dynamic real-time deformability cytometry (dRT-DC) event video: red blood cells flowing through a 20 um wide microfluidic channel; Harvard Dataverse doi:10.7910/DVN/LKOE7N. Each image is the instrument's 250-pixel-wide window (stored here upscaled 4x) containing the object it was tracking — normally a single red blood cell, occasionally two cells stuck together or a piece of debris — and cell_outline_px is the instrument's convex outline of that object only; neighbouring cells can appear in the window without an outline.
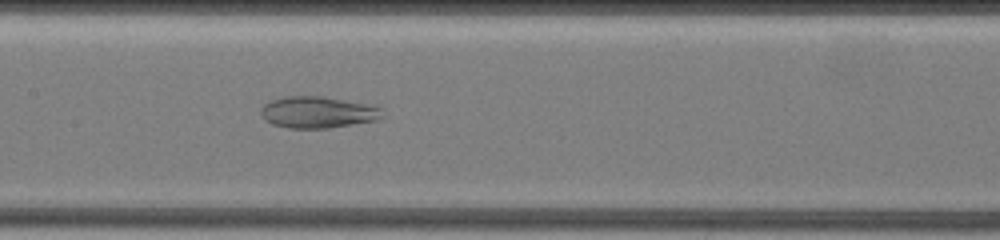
{"species": "common noctule bat (a hibernating species)", "species_latin": "Nyctalus noctula", "temperature_condition": "warm", "stored_images_in_passage": 37, "segment_of_instrument_passage": [2, 2], "camera_frame_rate_fps": 3000, "um_per_image_px": 0.085, "animal": {"sex": "female", "body_mass_g": 19.5, "forearm_length_mm": 54.1}, "frame": {"image": 1, "passage_image": 17, "time_ms": 11.333, "image_size_px": [1000, 240], "cell_outline_px": [[384, 116], [376, 120], [328, 128], [288, 128], [272, 124], [264, 120], [260, 112], [260, 108], [264, 104], [272, 100], [284, 96], [320, 96], [364, 104], [384, 108]], "centroid_in_image_um": [26.98, 9.55], "position_along_channel_um": 180.4, "area_um2": 22.25}}
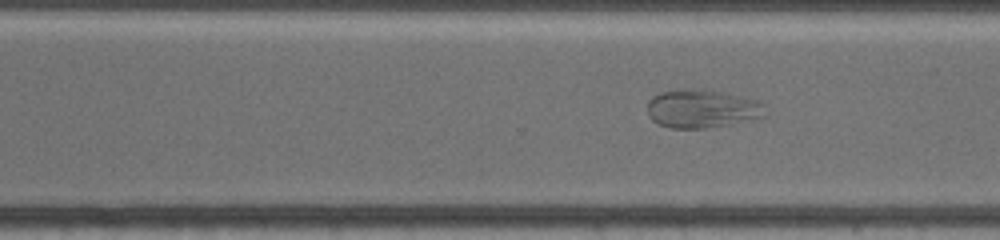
{"frame": {"image": 2, "passage_image": 27, "time_ms": 15.0, "image_size_px": [1000, 240], "cell_outline_px": [[764, 116], [732, 124], [704, 128], [668, 128], [656, 124], [648, 116], [648, 100], [652, 96], [660, 92], [684, 88], [704, 88], [756, 100], [760, 104]], "centroid_in_image_um": [59.56, 9.23], "position_along_channel_um": 311.0, "area_um2": 26.36}}
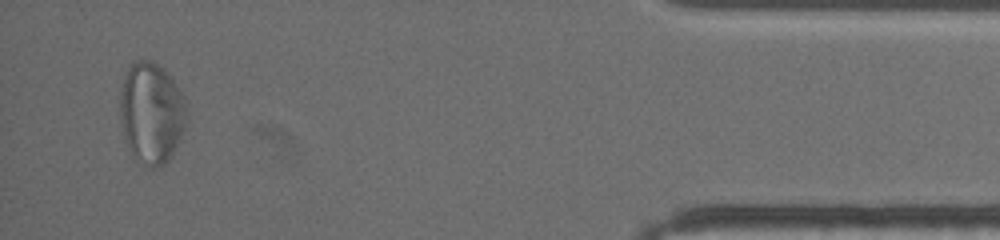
{"frame": {"image": 3, "passage_image": 36, "time_ms": 19.667, "image_size_px": [1000, 240], "cell_outline_px": [[188, 120], [172, 156], [164, 164], [156, 168], [152, 168], [144, 164], [132, 156], [124, 136], [120, 116], [120, 92], [124, 76], [128, 64], [132, 60], [152, 60], [164, 68], [168, 72], [184, 96], [188, 116]], "centroid_in_image_um": [12.88, 9.56], "position_along_channel_um": 422.3, "area_um2": 39.94}}